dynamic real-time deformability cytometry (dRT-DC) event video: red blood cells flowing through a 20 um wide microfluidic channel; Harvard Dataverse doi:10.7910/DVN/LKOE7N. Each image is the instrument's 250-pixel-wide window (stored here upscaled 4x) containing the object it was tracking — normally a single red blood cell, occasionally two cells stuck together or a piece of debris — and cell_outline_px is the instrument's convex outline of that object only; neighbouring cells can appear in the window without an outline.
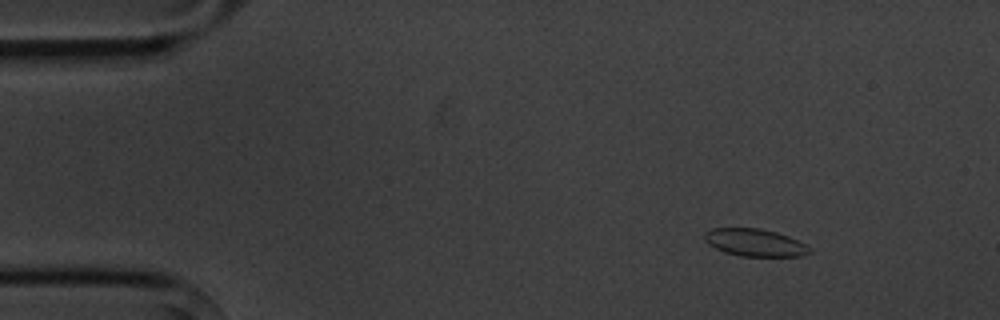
{"species": "common noctule bat (a hibernating species)", "species_latin": "Nyctalus noctula", "temperature_condition": "cold", "stored_images_in_passage": 4, "camera_frame_rate_fps": 3000, "um_per_image_px": 0.085, "animal": {"sex": "male", "body_mass_g": 20.1, "forearm_length_mm": 53.5}, "frame": {"image": 1, "passage_image": 1, "time_ms": 0.0, "image_size_px": [1000, 320], "cell_outline_px": [[812, 252], [800, 256], [740, 256], [724, 252], [708, 244], [704, 240], [704, 232], [712, 228], [760, 228], [776, 232], [788, 236], [812, 248]], "centroid_in_image_um": [64.14, 20.62], "position_along_channel_um": 20.9, "area_um2": 16.82}}
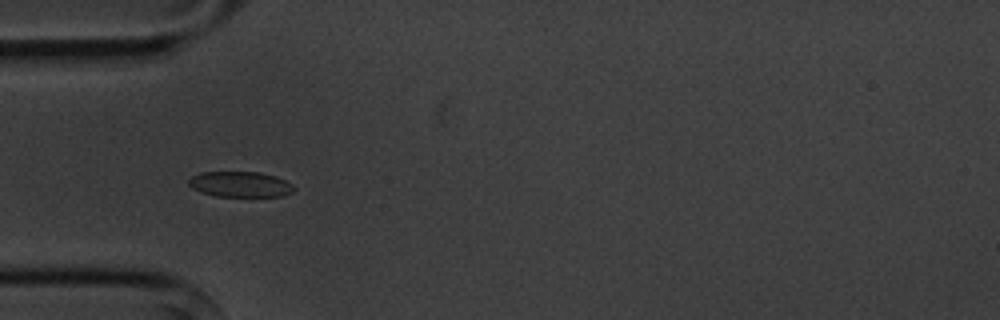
{"frame": {"image": 2, "passage_image": 3, "time_ms": 3.333, "image_size_px": [1000, 320], "cell_outline_px": [[296, 188], [292, 192], [284, 196], [216, 196], [200, 192], [192, 188], [188, 184], [188, 180], [192, 176], [200, 172], [260, 172], [276, 176], [292, 184]], "centroid_in_image_um": [20.42, 15.66], "position_along_channel_um": 64.6, "area_um2": 15.72}}
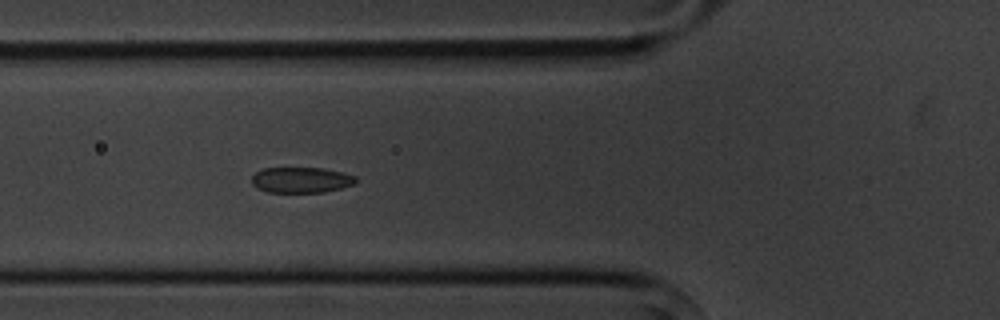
{"frame": {"image": 3, "passage_image": 4, "time_ms": 4.333, "image_size_px": [1000, 320], "cell_outline_px": [[356, 184], [324, 192], [268, 192], [256, 188], [252, 184], [252, 176], [256, 172], [264, 168], [324, 168], [344, 172], [356, 176]], "centroid_in_image_um": [25.61, 15.29], "position_along_channel_um": 100.2, "area_um2": 15.66}}